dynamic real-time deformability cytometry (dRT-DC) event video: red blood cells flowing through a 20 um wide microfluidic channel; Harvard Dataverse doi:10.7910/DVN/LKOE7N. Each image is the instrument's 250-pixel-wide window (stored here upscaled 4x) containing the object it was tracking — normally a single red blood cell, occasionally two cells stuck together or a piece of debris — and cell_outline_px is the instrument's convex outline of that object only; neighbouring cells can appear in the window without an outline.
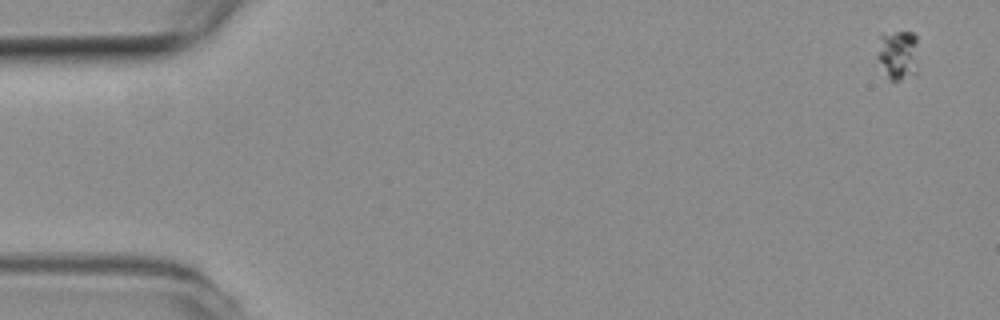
{"species": "common noctule bat (a hibernating species)", "species_latin": "Nyctalus noctula", "temperature_condition": "room temperature", "stored_images_in_passage": 17, "camera_frame_rate_fps": 3000, "um_per_image_px": 0.085, "animal": {"sex": "female", "body_mass_g": 19.3, "forearm_length_mm": 54.1}, "frame": {"image": 1, "passage_image": 1, "time_ms": 0.0, "image_size_px": [1000, 320], "cell_outline_px": [[916, 76], [900, 80], [888, 80], [876, 56], [880, 32], [912, 32], [916, 36]], "centroid_in_image_um": [76.29, 4.66], "position_along_channel_um": 8.7, "area_um2": 12.2}}
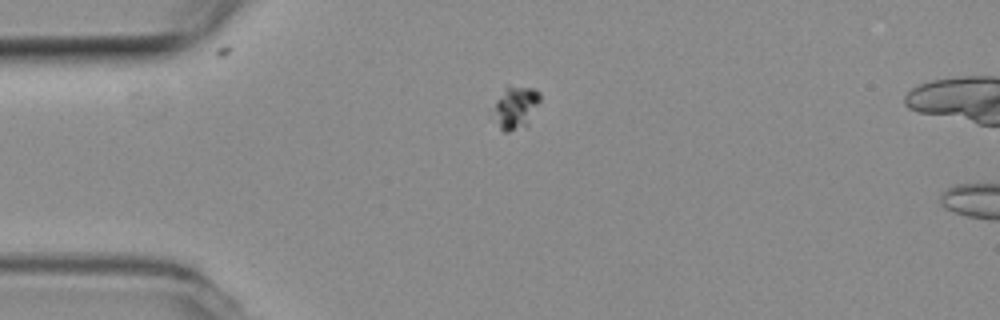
{"frame": {"image": 2, "passage_image": 13, "time_ms": 4.0, "image_size_px": [1000, 320], "cell_outline_px": [[540, 100], [528, 124], [508, 132], [504, 132], [500, 128], [496, 112], [496, 100], [504, 88], [536, 88], [540, 92]], "centroid_in_image_um": [43.89, 9.12], "position_along_channel_um": 41.1, "area_um2": 10.87}}